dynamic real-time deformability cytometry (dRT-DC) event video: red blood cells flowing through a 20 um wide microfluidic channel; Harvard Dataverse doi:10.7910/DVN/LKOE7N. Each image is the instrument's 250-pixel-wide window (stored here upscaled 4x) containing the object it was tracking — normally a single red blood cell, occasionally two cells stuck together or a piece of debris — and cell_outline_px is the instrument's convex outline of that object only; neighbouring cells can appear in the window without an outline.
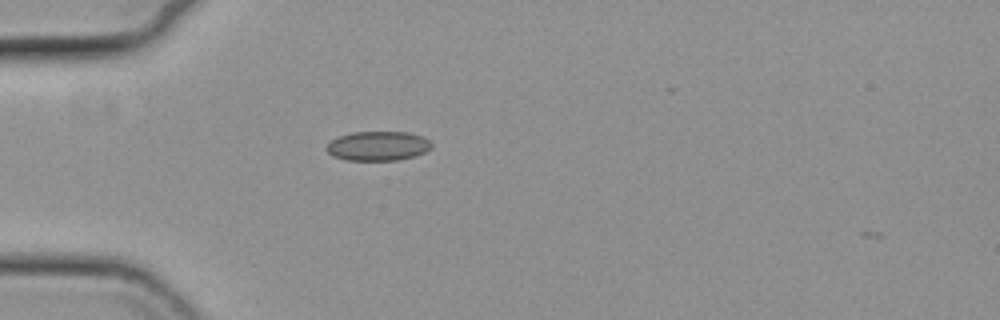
{"species": "common noctule bat (a hibernating species)", "species_latin": "Nyctalus noctula", "temperature_condition": "cold", "stored_images_in_passage": 2, "camera_frame_rate_fps": 3000, "um_per_image_px": 0.085, "animal": {"sex": "female", "body_mass_g": 19.3, "forearm_length_mm": 54.1}, "frame": {"image": 1, "passage_image": 1, "time_ms": 0.0, "image_size_px": [1000, 320], "cell_outline_px": [[432, 148], [424, 152], [412, 156], [396, 160], [344, 160], [332, 156], [324, 148], [332, 140], [340, 136], [352, 132], [408, 132], [420, 136], [428, 140], [432, 144]], "centroid_in_image_um": [32.09, 12.41], "position_along_channel_um": 52.9, "area_um2": 17.86}}